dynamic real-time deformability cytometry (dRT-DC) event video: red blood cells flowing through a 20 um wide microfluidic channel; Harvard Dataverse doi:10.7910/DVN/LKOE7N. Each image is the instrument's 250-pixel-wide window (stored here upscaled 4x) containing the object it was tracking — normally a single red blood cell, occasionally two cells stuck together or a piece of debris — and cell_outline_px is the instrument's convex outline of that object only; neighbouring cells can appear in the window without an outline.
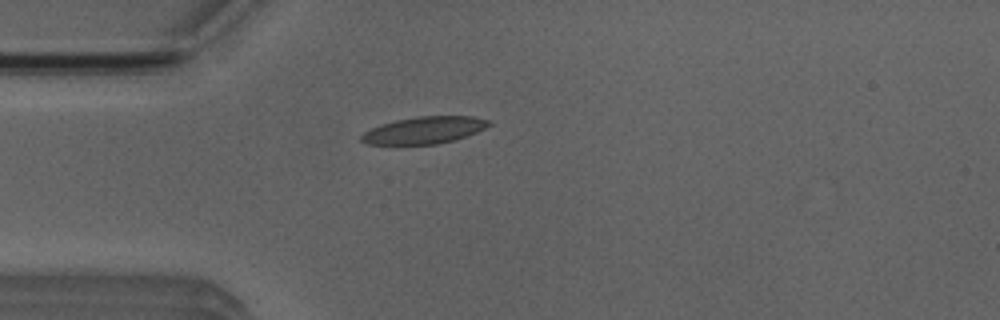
{"species": "Egyptian fruit bat (a non-hibernating species)", "species_latin": "Rousettus aegyptiacus", "temperature_condition": "room temperature", "stored_images_in_passage": 3, "camera_frame_rate_fps": 3000, "um_per_image_px": 0.085, "animal": {"sex": "male"}, "frame": {"image": 1, "passage_image": 3, "time_ms": 2.0, "image_size_px": [1000, 320], "cell_outline_px": [[492, 124], [476, 132], [456, 140], [436, 144], [368, 144], [360, 140], [360, 136], [364, 132], [372, 128], [396, 120], [420, 116], [472, 116], [492, 120]], "centroid_in_image_um": [36.11, 11.06], "position_along_channel_um": 48.9, "area_um2": 19.94}}